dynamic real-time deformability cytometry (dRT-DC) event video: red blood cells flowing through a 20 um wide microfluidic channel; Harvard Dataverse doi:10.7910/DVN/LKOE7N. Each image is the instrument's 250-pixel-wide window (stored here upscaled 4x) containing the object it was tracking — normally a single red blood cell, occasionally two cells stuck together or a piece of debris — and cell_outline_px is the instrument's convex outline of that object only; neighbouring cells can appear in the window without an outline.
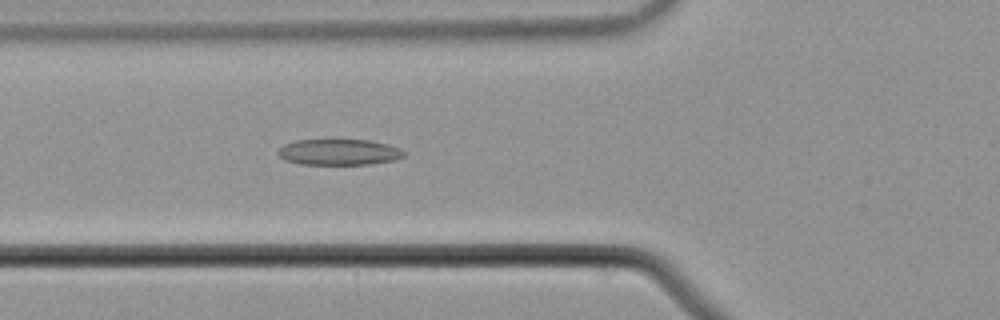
{"species": "common noctule bat (a hibernating species)", "species_latin": "Nyctalus noctula", "temperature_condition": "cold", "stored_images_in_passage": 41, "camera_frame_rate_fps": 3000, "um_per_image_px": 0.085, "animal": {"sex": "male", "body_mass_g": 21.5, "forearm_length_mm": 52.0}, "frame": {"image": 1, "passage_image": 6, "time_ms": 1.667, "image_size_px": [1000, 320], "cell_outline_px": [[404, 156], [396, 160], [368, 164], [300, 164], [284, 160], [276, 152], [284, 144], [296, 140], [372, 140], [388, 144], [400, 148], [404, 152]], "centroid_in_image_um": [28.81, 12.92], "position_along_channel_um": 97.0, "area_um2": 19.07}}
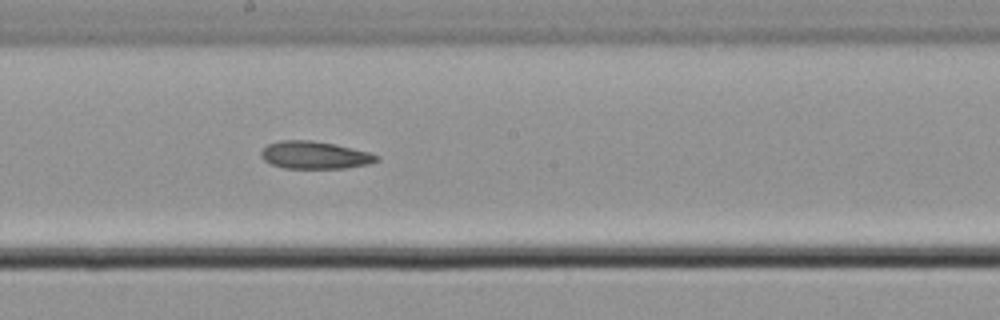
{"frame": {"image": 2, "passage_image": 16, "time_ms": 5.0, "image_size_px": [1000, 320], "cell_outline_px": [[380, 160], [372, 164], [344, 168], [284, 168], [272, 164], [264, 160], [260, 156], [260, 152], [268, 144], [280, 140], [312, 140], [336, 144], [368, 152], [380, 156]], "centroid_in_image_um": [26.78, 13.18], "position_along_channel_um": 221.4, "area_um2": 18.67}}
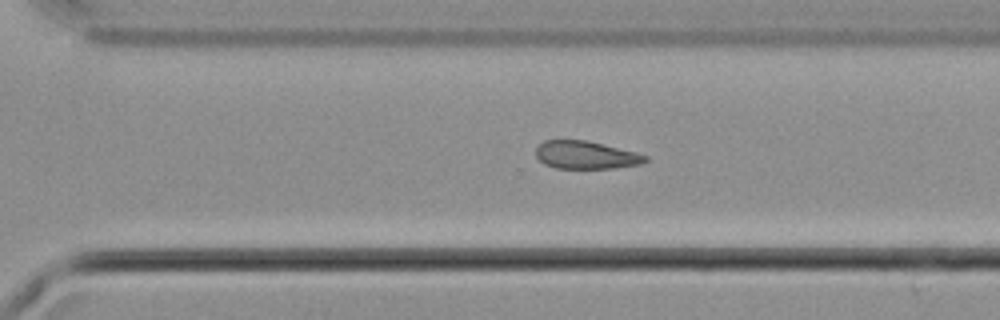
{"frame": {"image": 3, "passage_image": 24, "time_ms": 7.667, "image_size_px": [1000, 320], "cell_outline_px": [[648, 160], [640, 164], [612, 168], [556, 168], [544, 164], [536, 156], [536, 148], [544, 140], [584, 140], [636, 152], [648, 156]], "centroid_in_image_um": [49.78, 13.18], "position_along_channel_um": 320.8, "area_um2": 17.57}}